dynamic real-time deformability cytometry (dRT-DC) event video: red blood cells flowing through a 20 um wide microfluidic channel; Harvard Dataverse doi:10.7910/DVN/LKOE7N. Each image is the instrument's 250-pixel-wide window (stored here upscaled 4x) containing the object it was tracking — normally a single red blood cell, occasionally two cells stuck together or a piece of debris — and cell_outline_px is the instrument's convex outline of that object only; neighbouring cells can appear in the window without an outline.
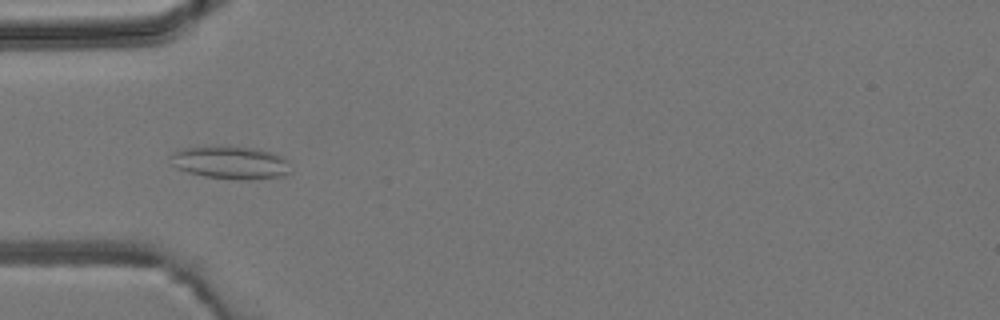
{"species": "common noctule bat (a hibernating species)", "species_latin": "Nyctalus noctula", "temperature_condition": "room temperature", "stored_images_in_passage": 3, "camera_frame_rate_fps": 3000, "um_per_image_px": 0.085, "animal": {"sex": "male", "body_mass_g": 19.2, "forearm_length_mm": 51.8}, "frame": {"image": 1, "passage_image": 3, "time_ms": 2.333, "image_size_px": [1000, 320], "cell_outline_px": [[292, 172], [284, 176], [252, 180], [244, 180], [204, 176], [188, 172], [176, 168], [172, 164], [168, 156], [172, 152], [184, 148], [204, 144], [256, 148], [292, 160]], "centroid_in_image_um": [19.61, 13.8], "position_along_channel_um": 65.4, "area_um2": 23.87}}